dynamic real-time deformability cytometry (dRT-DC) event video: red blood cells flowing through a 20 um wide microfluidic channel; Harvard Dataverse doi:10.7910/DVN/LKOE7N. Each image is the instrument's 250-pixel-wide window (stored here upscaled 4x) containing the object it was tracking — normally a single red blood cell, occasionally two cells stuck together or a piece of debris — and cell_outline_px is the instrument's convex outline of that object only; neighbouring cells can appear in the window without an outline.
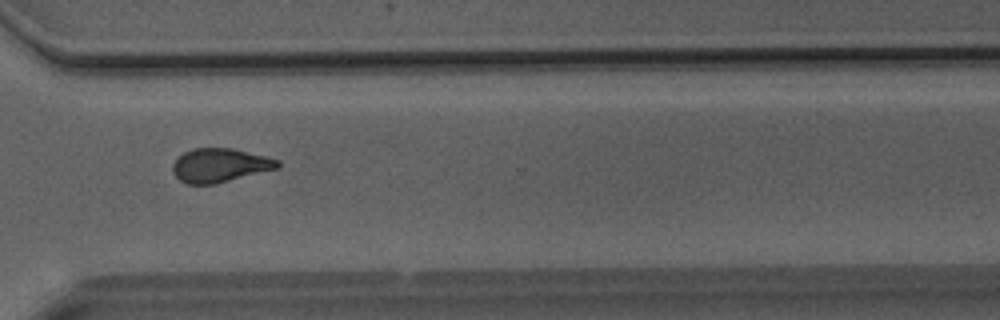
{"species": "Egyptian fruit bat (a non-hibernating species)", "species_latin": "Rousettus aegyptiacus", "temperature_condition": "room temperature", "stored_images_in_passage": 51, "camera_frame_rate_fps": 3000, "um_per_image_px": 0.085, "animal": {"sex": "male"}, "frame": {"image": 1, "passage_image": 38, "time_ms": 12.333, "image_size_px": [1000, 320], "cell_outline_px": [[280, 168], [216, 184], [188, 184], [180, 180], [172, 172], [172, 164], [184, 152], [192, 148], [232, 148], [268, 156], [280, 160]], "centroid_in_image_um": [18.73, 14.05], "position_along_channel_um": 351.9, "area_um2": 20.92}}
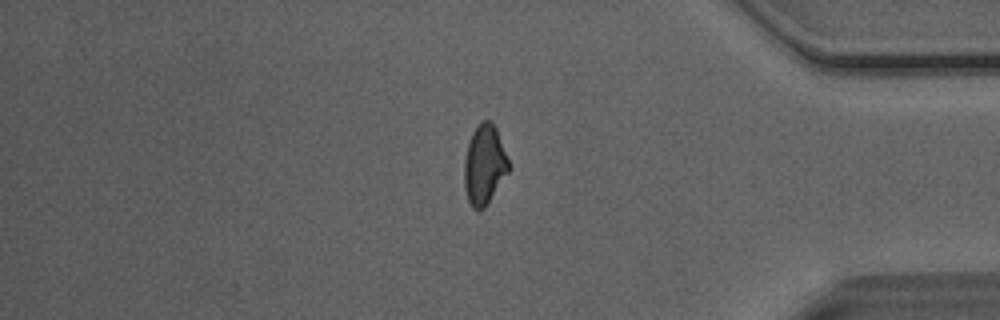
{"frame": {"image": 2, "passage_image": 43, "time_ms": 14.0, "image_size_px": [1000, 320], "cell_outline_px": [[512, 168], [484, 208], [480, 212], [472, 208], [468, 200], [464, 188], [464, 160], [468, 144], [472, 132], [484, 120], [488, 120], [496, 128]], "centroid_in_image_um": [41.18, 14.05], "position_along_channel_um": 394.0, "area_um2": 20.69}}
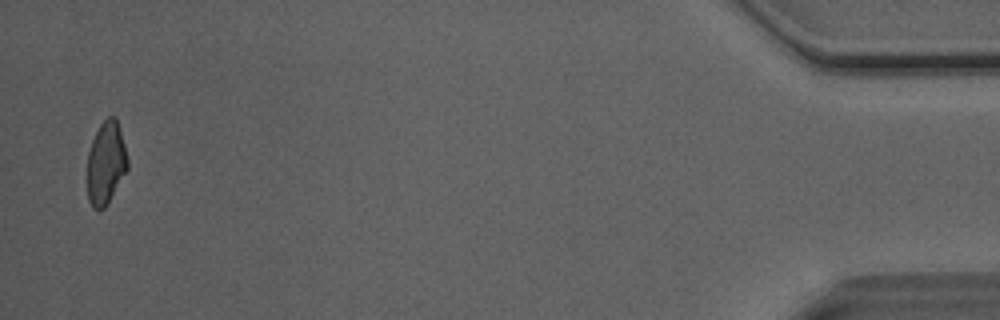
{"frame": {"image": 3, "passage_image": 50, "time_ms": 16.333, "image_size_px": [1000, 320], "cell_outline_px": [[128, 168], [104, 208], [100, 212], [92, 208], [88, 200], [88, 152], [92, 140], [100, 124], [108, 116], [112, 116], [116, 120], [124, 144], [128, 160]], "centroid_in_image_um": [8.99, 13.89], "position_along_channel_um": 426.2, "area_um2": 19.13}, "authors_computed_cell_mechanics": {"area_um2": 21.1548, "velocity_mm_per_s": 4.0677, "shape_relaxation_time_tau1_ms": 6.4155, "shape_relaxation_time_tau2_ms": 2.13, "deformation_change_tau1": 0.1685, "deformation_change_tau2": 0.0679}}